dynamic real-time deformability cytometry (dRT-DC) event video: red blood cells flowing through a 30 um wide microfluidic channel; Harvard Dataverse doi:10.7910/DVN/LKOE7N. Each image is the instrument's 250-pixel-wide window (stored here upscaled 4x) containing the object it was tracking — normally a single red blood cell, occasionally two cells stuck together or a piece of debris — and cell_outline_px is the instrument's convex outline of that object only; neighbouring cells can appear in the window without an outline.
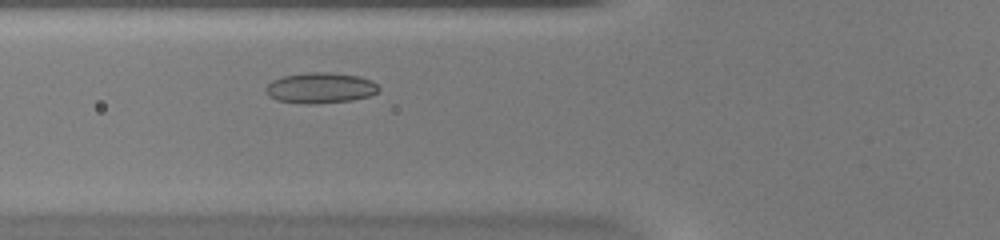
{"species": "common noctule bat (a hibernating species)", "species_latin": "Nyctalus noctula", "temperature_condition": "warm", "stored_images_in_passage": 40, "camera_frame_rate_fps": 3000, "um_per_image_px": 0.085, "animal": {"sex": "female", "body_mass_g": 20.0, "forearm_length_mm": 54.0}, "frame": {"image": 1, "passage_image": 8, "time_ms": 2.333, "image_size_px": [1000, 240], "cell_outline_px": [[380, 88], [376, 92], [368, 96], [352, 100], [312, 104], [304, 104], [276, 100], [268, 96], [264, 88], [272, 80], [284, 76], [312, 72], [328, 72], [360, 76], [372, 80]], "centroid_in_image_um": [27.21, 7.47], "position_along_channel_um": 98.6, "area_um2": 20.17}}
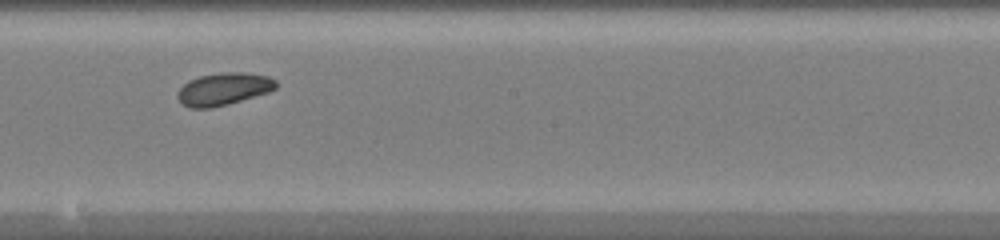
{"frame": {"image": 2, "passage_image": 18, "time_ms": 5.667, "image_size_px": [1000, 240], "cell_outline_px": [[276, 88], [268, 92], [228, 104], [212, 108], [188, 108], [176, 96], [176, 92], [188, 80], [200, 76], [220, 72], [244, 72], [268, 76], [276, 80]], "centroid_in_image_um": [18.98, 7.56], "position_along_channel_um": 229.2, "area_um2": 18.61}}
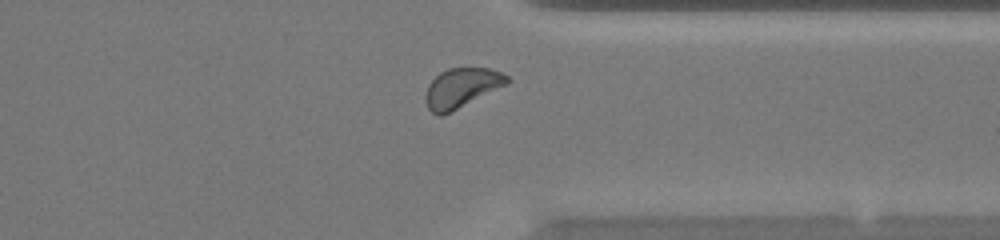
{"frame": {"image": 3, "passage_image": 29, "time_ms": 9.333, "image_size_px": [1000, 240], "cell_outline_px": [[512, 80], [508, 84], [440, 116], [432, 112], [428, 108], [424, 100], [424, 96], [428, 84], [440, 72], [448, 68], [488, 68], [500, 72], [508, 76]], "centroid_in_image_um": [39.22, 7.45], "position_along_channel_um": 372.2, "area_um2": 18.61}, "authors_computed_cell_mechanics": {"area_um2": 18.8717, "velocity_mm_per_s": 3.9282, "shape_relaxation_time_tau1_ms": 1.8402, "shape_relaxation_time_tau2_ms": null, "deformation_change_tau1": 0.0455, "deformation_change_tau2": null}}